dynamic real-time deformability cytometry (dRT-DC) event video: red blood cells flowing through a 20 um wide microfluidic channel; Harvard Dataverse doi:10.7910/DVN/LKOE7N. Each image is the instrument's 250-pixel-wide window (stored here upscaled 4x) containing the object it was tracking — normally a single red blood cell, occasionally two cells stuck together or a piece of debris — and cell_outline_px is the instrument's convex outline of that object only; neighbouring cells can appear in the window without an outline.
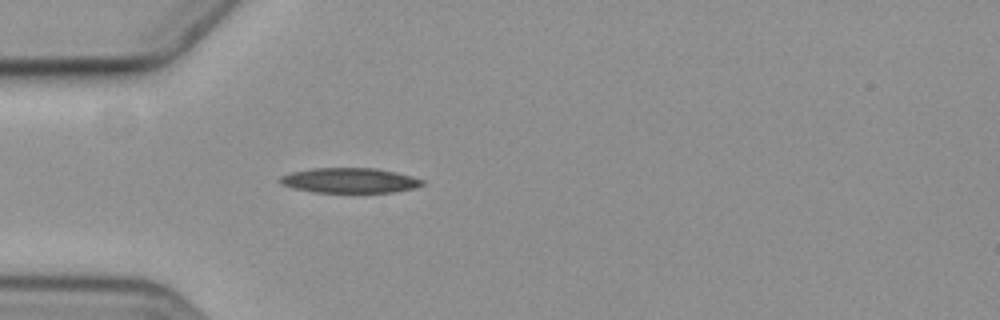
{"species": "common noctule bat (a hibernating species)", "species_latin": "Nyctalus noctula", "temperature_condition": "cold", "stored_images_in_passage": 3, "camera_frame_rate_fps": 3000, "um_per_image_px": 0.085, "animal": {"sex": "female", "body_mass_g": 19.3, "forearm_length_mm": 54.1}, "frame": {"image": 1, "passage_image": 3, "time_ms": 3.333, "image_size_px": [1000, 320], "cell_outline_px": [[424, 184], [412, 188], [392, 192], [312, 192], [292, 188], [280, 184], [276, 180], [280, 176], [292, 172], [312, 168], [376, 168], [396, 172], [412, 176], [424, 180]], "centroid_in_image_um": [29.66, 15.33], "position_along_channel_um": 55.3, "area_um2": 20.81}}